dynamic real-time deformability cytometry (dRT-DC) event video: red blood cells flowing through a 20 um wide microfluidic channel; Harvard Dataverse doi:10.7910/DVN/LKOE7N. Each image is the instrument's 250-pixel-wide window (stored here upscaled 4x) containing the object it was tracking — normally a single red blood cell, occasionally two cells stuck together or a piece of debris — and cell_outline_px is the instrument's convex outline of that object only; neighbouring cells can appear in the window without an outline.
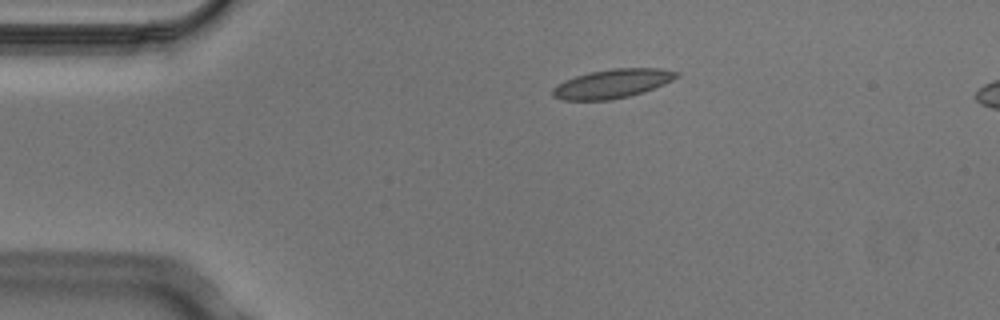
{"species": "Egyptian fruit bat (a non-hibernating species)", "species_latin": "Rousettus aegyptiacus", "temperature_condition": "cold", "stored_images_in_passage": 2, "camera_frame_rate_fps": 3000, "um_per_image_px": 0.085, "animal": {"sex": "male"}, "frame": {"image": 1, "passage_image": 1, "time_ms": 0.0, "image_size_px": [1000, 320], "cell_outline_px": [[680, 76], [664, 84], [644, 92], [612, 100], [560, 100], [552, 96], [552, 88], [564, 80], [576, 76], [592, 72], [612, 68], [660, 68], [680, 72]], "centroid_in_image_um": [52.06, 7.11], "position_along_channel_um": 32.9, "area_um2": 20.98}}